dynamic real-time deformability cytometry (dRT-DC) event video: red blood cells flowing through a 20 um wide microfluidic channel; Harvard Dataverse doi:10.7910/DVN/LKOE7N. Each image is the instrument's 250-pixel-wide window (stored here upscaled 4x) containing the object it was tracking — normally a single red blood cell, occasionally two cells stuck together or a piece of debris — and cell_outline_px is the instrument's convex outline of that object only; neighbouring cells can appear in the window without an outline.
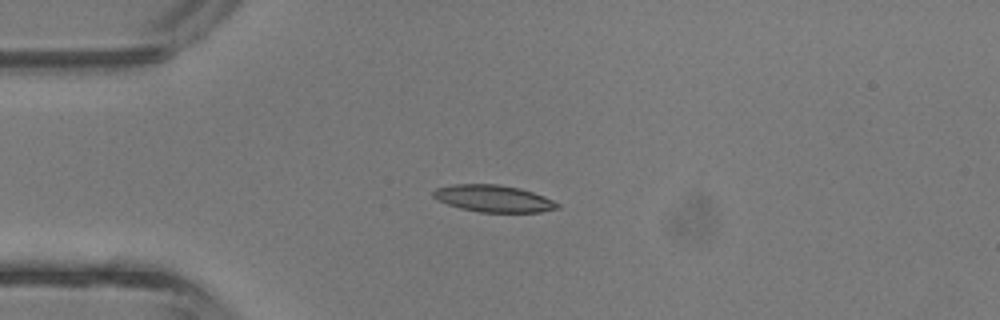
{"species": "common noctule bat (a hibernating species)", "species_latin": "Nyctalus noctula", "temperature_condition": "room temperature", "stored_images_in_passage": 12, "camera_frame_rate_fps": 3000, "um_per_image_px": 0.085, "animal": {"sex": "male", "body_mass_g": 13.3}, "frame": {"image": 1, "passage_image": 10, "time_ms": 3.0, "image_size_px": [1000, 320], "cell_outline_px": [[560, 208], [540, 212], [480, 212], [460, 208], [448, 204], [432, 196], [432, 192], [436, 188], [452, 184], [500, 184], [520, 188], [544, 196], [560, 204]], "centroid_in_image_um": [41.96, 16.87], "position_along_channel_um": 43.0, "area_um2": 19.48}}